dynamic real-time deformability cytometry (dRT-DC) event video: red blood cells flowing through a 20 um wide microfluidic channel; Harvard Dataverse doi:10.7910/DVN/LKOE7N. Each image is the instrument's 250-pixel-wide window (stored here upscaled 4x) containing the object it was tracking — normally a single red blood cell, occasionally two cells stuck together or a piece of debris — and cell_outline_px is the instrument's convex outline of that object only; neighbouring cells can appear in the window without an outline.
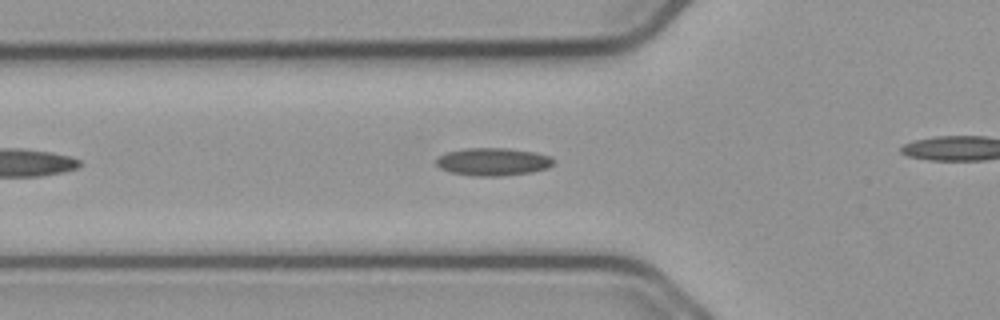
{"species": "common noctule bat (a hibernating species)", "species_latin": "Nyctalus noctula", "temperature_condition": "cold", "stored_images_in_passage": 28, "camera_frame_rate_fps": 3000, "um_per_image_px": 0.085, "animal": {"sex": "male", "body_mass_g": 23.1, "forearm_length_mm": 52.7}, "frame": {"image": 1, "passage_image": 8, "time_ms": 2.333, "image_size_px": [1000, 320], "cell_outline_px": [[552, 164], [548, 168], [532, 172], [500, 176], [476, 176], [452, 172], [440, 168], [436, 164], [436, 160], [440, 156], [448, 152], [464, 148], [504, 148], [532, 152], [548, 156], [552, 160]], "centroid_in_image_um": [41.87, 13.75], "position_along_channel_um": 83.9, "area_um2": 18.61}}
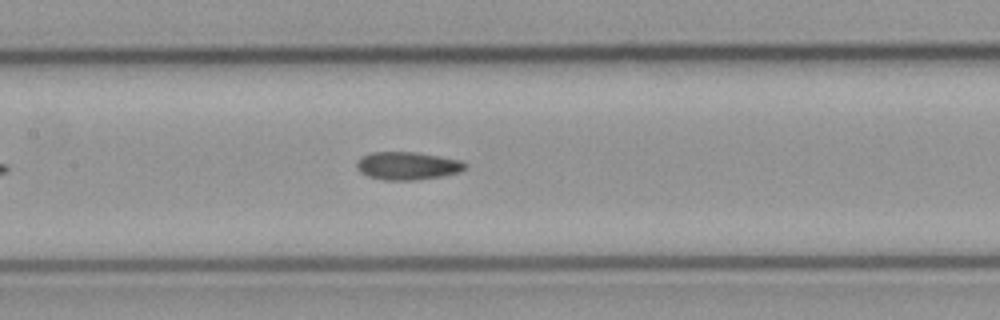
{"frame": {"image": 2, "passage_image": 15, "time_ms": 4.667, "image_size_px": [1000, 320], "cell_outline_px": [[464, 168], [460, 172], [440, 176], [416, 180], [384, 180], [368, 176], [360, 172], [356, 168], [356, 160], [372, 152], [412, 152], [440, 156], [460, 160], [464, 164]], "centroid_in_image_um": [34.58, 14.09], "position_along_channel_um": 172.8, "area_um2": 17.46}}
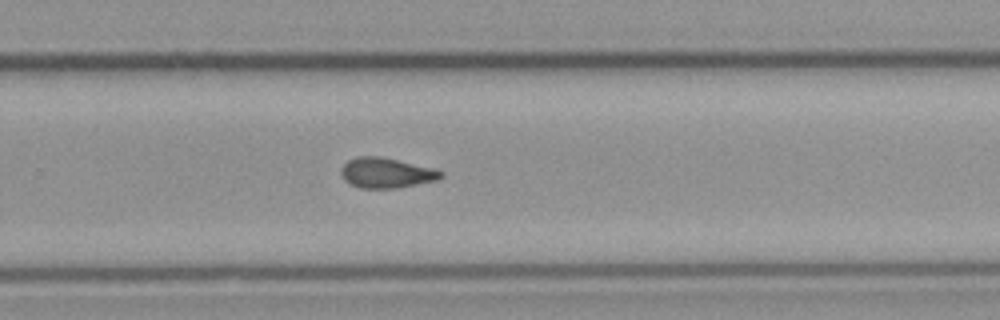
{"frame": {"image": 3, "passage_image": 25, "time_ms": 8.0, "image_size_px": [1000, 320], "cell_outline_px": [[444, 176], [436, 180], [396, 188], [360, 188], [344, 180], [340, 172], [340, 168], [348, 160], [356, 156], [380, 156], [444, 172]], "centroid_in_image_um": [32.77, 14.7], "position_along_channel_um": 297.0, "area_um2": 17.22}}